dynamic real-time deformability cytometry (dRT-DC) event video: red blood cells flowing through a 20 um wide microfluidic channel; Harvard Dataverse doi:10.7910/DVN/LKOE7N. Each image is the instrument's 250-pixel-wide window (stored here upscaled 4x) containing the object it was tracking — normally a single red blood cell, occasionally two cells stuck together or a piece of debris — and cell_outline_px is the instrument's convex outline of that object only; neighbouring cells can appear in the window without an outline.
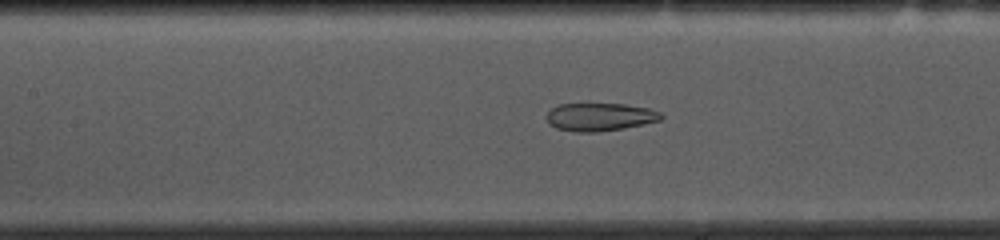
{"species": "common noctule bat (a hibernating species)", "species_latin": "Nyctalus noctula", "temperature_condition": "cold", "stored_images_in_passage": 53, "camera_frame_rate_fps": 3000, "um_per_image_px": 0.085, "animal": {"sex": "female", "body_mass_g": 10.0, "forearm_length_mm": 53.1}, "frame": {"image": 1, "passage_image": 22, "time_ms": 7.0, "image_size_px": [1000, 240], "cell_outline_px": [[664, 116], [660, 120], [644, 124], [624, 128], [596, 132], [576, 132], [556, 128], [548, 120], [548, 112], [556, 104], [624, 104], [648, 108], [660, 112]], "centroid_in_image_um": [51.01, 9.94], "position_along_channel_um": 156.4, "area_um2": 18.5}}
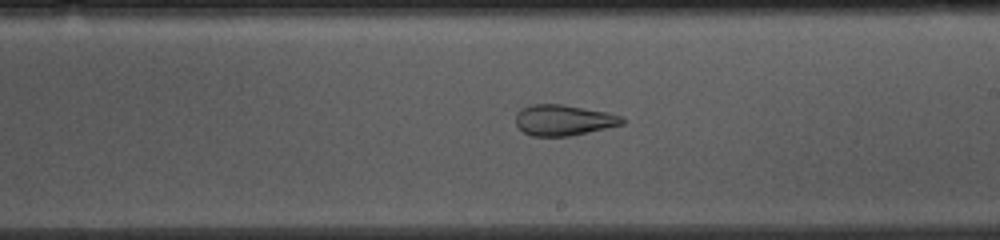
{"frame": {"image": 2, "passage_image": 29, "time_ms": 9.333, "image_size_px": [1000, 240], "cell_outline_px": [[624, 124], [588, 132], [568, 136], [532, 136], [524, 132], [516, 124], [516, 112], [520, 108], [532, 104], [564, 104], [608, 112], [624, 116]], "centroid_in_image_um": [47.91, 10.19], "position_along_channel_um": 241.1, "area_um2": 19.25}}
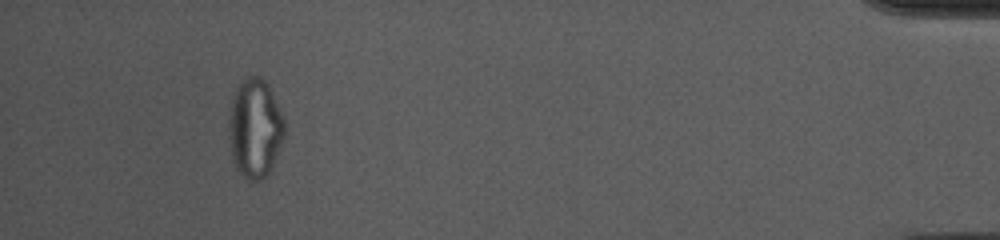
{"frame": {"image": 3, "passage_image": 49, "time_ms": 16.0, "image_size_px": [1000, 240], "cell_outline_px": [[284, 136], [272, 168], [260, 180], [248, 180], [236, 168], [232, 160], [228, 136], [228, 124], [232, 100], [236, 84], [240, 80], [248, 76], [260, 76], [268, 84], [284, 120]], "centroid_in_image_um": [21.64, 10.88], "position_along_channel_um": 413.6, "area_um2": 32.19}, "authors_computed_cell_mechanics": {"area_um2": 25.0274, "velocity_mm_per_s": 3.6452, "shape_relaxation_time_tau1_ms": null, "shape_relaxation_time_tau2_ms": 1.817, "deformation_change_tau1": null, "deformation_change_tau2": 0.0872}}